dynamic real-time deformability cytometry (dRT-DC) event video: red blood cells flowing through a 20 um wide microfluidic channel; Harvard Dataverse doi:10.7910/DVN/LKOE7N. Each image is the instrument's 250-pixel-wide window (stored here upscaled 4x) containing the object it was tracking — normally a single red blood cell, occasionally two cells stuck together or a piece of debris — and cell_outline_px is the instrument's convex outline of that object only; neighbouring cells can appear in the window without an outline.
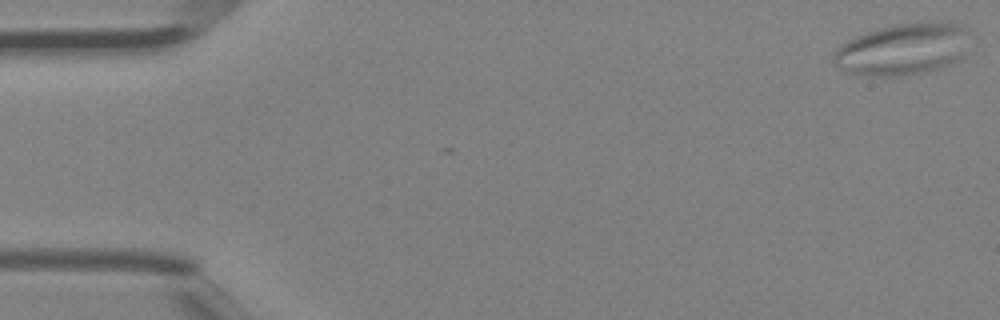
{"species": "Egyptian fruit bat (a non-hibernating species)", "species_latin": "Rousettus aegyptiacus", "temperature_condition": "room temperature", "stored_images_in_passage": 46, "camera_frame_rate_fps": 3000, "um_per_image_px": 0.085, "animal": {"sex": "female"}, "frame": {"image": 1, "passage_image": 1, "time_ms": 0.0, "image_size_px": [1000, 320], "cell_outline_px": [[968, 32], [964, 60], [940, 68], [924, 72], [904, 76], [876, 76], [848, 72], [832, 64], [832, 56], [836, 48], [848, 40], [856, 36], [892, 24], [956, 24], [964, 28]], "centroid_in_image_um": [76.72, 4.23], "position_along_channel_um": 8.3, "area_um2": 40.63}}
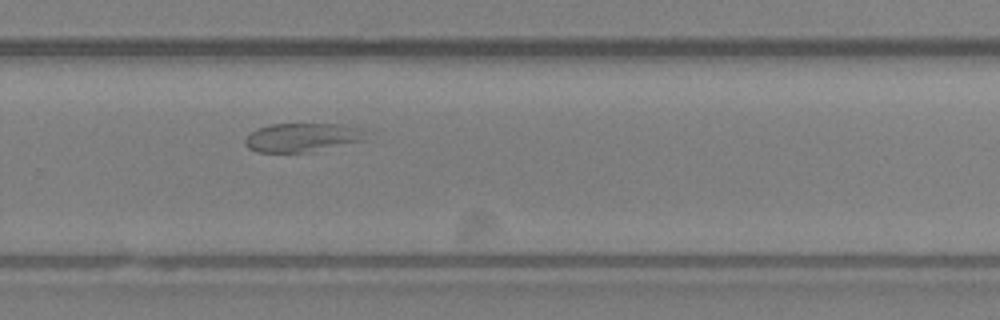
{"frame": {"image": 2, "passage_image": 31, "time_ms": 10.0, "image_size_px": [1000, 320], "cell_outline_px": [[368, 132], [364, 140], [308, 152], [256, 152], [248, 148], [244, 144], [244, 140], [256, 128], [272, 124], [340, 124], [360, 128]], "centroid_in_image_um": [25.67, 11.68], "position_along_channel_um": 304.1, "area_um2": 20.17}}
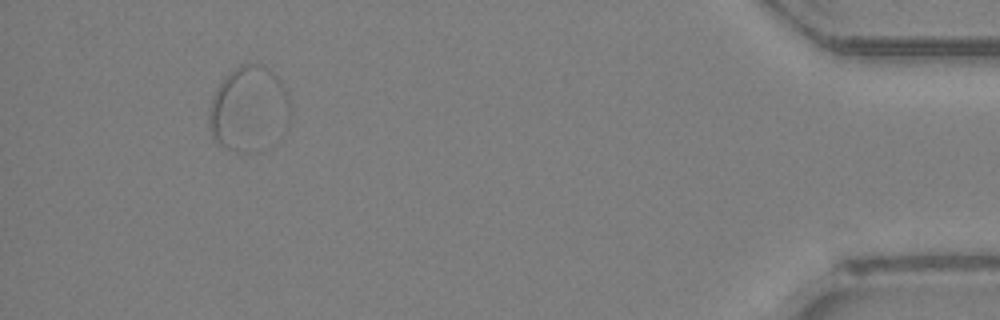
{"frame": {"image": 3, "passage_image": 43, "time_ms": 14.0, "image_size_px": [1000, 320], "cell_outline_px": [[292, 112], [288, 128], [284, 132], [248, 152], [244, 152], [228, 148], [212, 140], [208, 124], [208, 108], [212, 96], [216, 88], [224, 76], [240, 64], [264, 64], [280, 80], [288, 92]], "centroid_in_image_um": [21.14, 9.2], "position_along_channel_um": 414.1, "area_um2": 40.58}}